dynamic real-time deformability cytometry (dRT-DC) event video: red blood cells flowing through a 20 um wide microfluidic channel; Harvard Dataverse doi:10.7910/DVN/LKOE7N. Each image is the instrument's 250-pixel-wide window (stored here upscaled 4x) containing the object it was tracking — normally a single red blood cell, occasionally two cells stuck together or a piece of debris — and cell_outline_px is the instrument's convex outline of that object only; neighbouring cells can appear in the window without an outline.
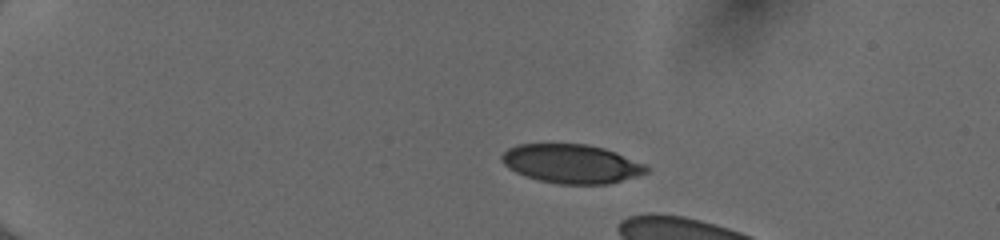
{"species": "human", "species_latin": "Homo sapiens", "temperature_condition": "cold", "stored_images_in_passage": 8, "camera_frame_rate_fps": 3000, "um_per_image_px": 0.085, "donor": {"sex": "female"}, "frame": {"image": 1, "passage_image": 1, "time_ms": 0.0, "image_size_px": [1000, 240], "cell_outline_px": [[648, 172], [636, 176], [608, 184], [556, 184], [524, 176], [508, 168], [500, 160], [500, 156], [508, 148], [516, 144], [588, 144], [604, 148], [616, 152], [644, 164], [648, 168]], "centroid_in_image_um": [48.54, 13.91], "position_along_channel_um": 36.5, "area_um2": 32.83}}